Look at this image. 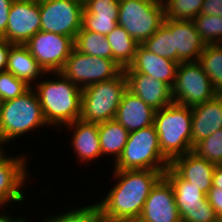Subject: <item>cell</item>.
Wrapping results in <instances>:
<instances>
[{
	"label": "cell",
	"instance_id": "obj_32",
	"mask_svg": "<svg viewBox=\"0 0 222 222\" xmlns=\"http://www.w3.org/2000/svg\"><path fill=\"white\" fill-rule=\"evenodd\" d=\"M192 152L212 164H222V129L197 142L193 146Z\"/></svg>",
	"mask_w": 222,
	"mask_h": 222
},
{
	"label": "cell",
	"instance_id": "obj_13",
	"mask_svg": "<svg viewBox=\"0 0 222 222\" xmlns=\"http://www.w3.org/2000/svg\"><path fill=\"white\" fill-rule=\"evenodd\" d=\"M5 153V149H0V208L2 210L11 203L16 205L19 202L23 203L27 198L22 189L26 186L29 175L28 160L24 155L11 157Z\"/></svg>",
	"mask_w": 222,
	"mask_h": 222
},
{
	"label": "cell",
	"instance_id": "obj_21",
	"mask_svg": "<svg viewBox=\"0 0 222 222\" xmlns=\"http://www.w3.org/2000/svg\"><path fill=\"white\" fill-rule=\"evenodd\" d=\"M154 114L155 109L127 89L118 106L115 120L128 132H132L152 126Z\"/></svg>",
	"mask_w": 222,
	"mask_h": 222
},
{
	"label": "cell",
	"instance_id": "obj_37",
	"mask_svg": "<svg viewBox=\"0 0 222 222\" xmlns=\"http://www.w3.org/2000/svg\"><path fill=\"white\" fill-rule=\"evenodd\" d=\"M200 14L222 17V0H204Z\"/></svg>",
	"mask_w": 222,
	"mask_h": 222
},
{
	"label": "cell",
	"instance_id": "obj_39",
	"mask_svg": "<svg viewBox=\"0 0 222 222\" xmlns=\"http://www.w3.org/2000/svg\"><path fill=\"white\" fill-rule=\"evenodd\" d=\"M13 44L4 38H0V72L6 71L8 53Z\"/></svg>",
	"mask_w": 222,
	"mask_h": 222
},
{
	"label": "cell",
	"instance_id": "obj_12",
	"mask_svg": "<svg viewBox=\"0 0 222 222\" xmlns=\"http://www.w3.org/2000/svg\"><path fill=\"white\" fill-rule=\"evenodd\" d=\"M24 45L46 73L61 72L74 48V39L66 35L38 31Z\"/></svg>",
	"mask_w": 222,
	"mask_h": 222
},
{
	"label": "cell",
	"instance_id": "obj_1",
	"mask_svg": "<svg viewBox=\"0 0 222 222\" xmlns=\"http://www.w3.org/2000/svg\"><path fill=\"white\" fill-rule=\"evenodd\" d=\"M165 171L113 170L115 185L97 201L102 220L108 222L137 221L152 188Z\"/></svg>",
	"mask_w": 222,
	"mask_h": 222
},
{
	"label": "cell",
	"instance_id": "obj_35",
	"mask_svg": "<svg viewBox=\"0 0 222 222\" xmlns=\"http://www.w3.org/2000/svg\"><path fill=\"white\" fill-rule=\"evenodd\" d=\"M118 19L92 18L85 10L82 12L81 29L108 35L116 26Z\"/></svg>",
	"mask_w": 222,
	"mask_h": 222
},
{
	"label": "cell",
	"instance_id": "obj_34",
	"mask_svg": "<svg viewBox=\"0 0 222 222\" xmlns=\"http://www.w3.org/2000/svg\"><path fill=\"white\" fill-rule=\"evenodd\" d=\"M29 88L23 80L16 78L7 70L0 72V102L17 98Z\"/></svg>",
	"mask_w": 222,
	"mask_h": 222
},
{
	"label": "cell",
	"instance_id": "obj_22",
	"mask_svg": "<svg viewBox=\"0 0 222 222\" xmlns=\"http://www.w3.org/2000/svg\"><path fill=\"white\" fill-rule=\"evenodd\" d=\"M66 130L74 129L71 139V149L74 150L79 162L85 164L102 158L99 140V123H88L81 119L67 124Z\"/></svg>",
	"mask_w": 222,
	"mask_h": 222
},
{
	"label": "cell",
	"instance_id": "obj_18",
	"mask_svg": "<svg viewBox=\"0 0 222 222\" xmlns=\"http://www.w3.org/2000/svg\"><path fill=\"white\" fill-rule=\"evenodd\" d=\"M169 166L182 179L188 181L206 195L213 186V172L216 165L197 156L192 151L176 157L170 162Z\"/></svg>",
	"mask_w": 222,
	"mask_h": 222
},
{
	"label": "cell",
	"instance_id": "obj_28",
	"mask_svg": "<svg viewBox=\"0 0 222 222\" xmlns=\"http://www.w3.org/2000/svg\"><path fill=\"white\" fill-rule=\"evenodd\" d=\"M165 19L193 20L200 14L204 0H162Z\"/></svg>",
	"mask_w": 222,
	"mask_h": 222
},
{
	"label": "cell",
	"instance_id": "obj_11",
	"mask_svg": "<svg viewBox=\"0 0 222 222\" xmlns=\"http://www.w3.org/2000/svg\"><path fill=\"white\" fill-rule=\"evenodd\" d=\"M39 10L41 31L75 39L81 29L83 0H41Z\"/></svg>",
	"mask_w": 222,
	"mask_h": 222
},
{
	"label": "cell",
	"instance_id": "obj_43",
	"mask_svg": "<svg viewBox=\"0 0 222 222\" xmlns=\"http://www.w3.org/2000/svg\"><path fill=\"white\" fill-rule=\"evenodd\" d=\"M30 1L40 2L41 0H30Z\"/></svg>",
	"mask_w": 222,
	"mask_h": 222
},
{
	"label": "cell",
	"instance_id": "obj_19",
	"mask_svg": "<svg viewBox=\"0 0 222 222\" xmlns=\"http://www.w3.org/2000/svg\"><path fill=\"white\" fill-rule=\"evenodd\" d=\"M125 75L127 89L153 109L159 110L173 103L172 88L165 82L142 73H125Z\"/></svg>",
	"mask_w": 222,
	"mask_h": 222
},
{
	"label": "cell",
	"instance_id": "obj_17",
	"mask_svg": "<svg viewBox=\"0 0 222 222\" xmlns=\"http://www.w3.org/2000/svg\"><path fill=\"white\" fill-rule=\"evenodd\" d=\"M178 63L160 57L147 50L142 44L136 47L132 63L124 69V73H142L168 84L174 85Z\"/></svg>",
	"mask_w": 222,
	"mask_h": 222
},
{
	"label": "cell",
	"instance_id": "obj_2",
	"mask_svg": "<svg viewBox=\"0 0 222 222\" xmlns=\"http://www.w3.org/2000/svg\"><path fill=\"white\" fill-rule=\"evenodd\" d=\"M56 78L39 80L35 89L48 126L61 127L80 119L82 89L72 83L62 72H48ZM59 126V127H58Z\"/></svg>",
	"mask_w": 222,
	"mask_h": 222
},
{
	"label": "cell",
	"instance_id": "obj_29",
	"mask_svg": "<svg viewBox=\"0 0 222 222\" xmlns=\"http://www.w3.org/2000/svg\"><path fill=\"white\" fill-rule=\"evenodd\" d=\"M192 21L206 45L222 44V17L199 14Z\"/></svg>",
	"mask_w": 222,
	"mask_h": 222
},
{
	"label": "cell",
	"instance_id": "obj_33",
	"mask_svg": "<svg viewBox=\"0 0 222 222\" xmlns=\"http://www.w3.org/2000/svg\"><path fill=\"white\" fill-rule=\"evenodd\" d=\"M84 10L92 18L118 19L120 0H83Z\"/></svg>",
	"mask_w": 222,
	"mask_h": 222
},
{
	"label": "cell",
	"instance_id": "obj_14",
	"mask_svg": "<svg viewBox=\"0 0 222 222\" xmlns=\"http://www.w3.org/2000/svg\"><path fill=\"white\" fill-rule=\"evenodd\" d=\"M38 31H41L39 2L14 0L3 38L12 44H25Z\"/></svg>",
	"mask_w": 222,
	"mask_h": 222
},
{
	"label": "cell",
	"instance_id": "obj_20",
	"mask_svg": "<svg viewBox=\"0 0 222 222\" xmlns=\"http://www.w3.org/2000/svg\"><path fill=\"white\" fill-rule=\"evenodd\" d=\"M192 147L222 129V94L200 105L191 107Z\"/></svg>",
	"mask_w": 222,
	"mask_h": 222
},
{
	"label": "cell",
	"instance_id": "obj_25",
	"mask_svg": "<svg viewBox=\"0 0 222 222\" xmlns=\"http://www.w3.org/2000/svg\"><path fill=\"white\" fill-rule=\"evenodd\" d=\"M112 50V59L124 70L133 61L139 45L120 25L105 36Z\"/></svg>",
	"mask_w": 222,
	"mask_h": 222
},
{
	"label": "cell",
	"instance_id": "obj_5",
	"mask_svg": "<svg viewBox=\"0 0 222 222\" xmlns=\"http://www.w3.org/2000/svg\"><path fill=\"white\" fill-rule=\"evenodd\" d=\"M170 161L159 147L155 126L129 132L128 140L113 170L166 171Z\"/></svg>",
	"mask_w": 222,
	"mask_h": 222
},
{
	"label": "cell",
	"instance_id": "obj_6",
	"mask_svg": "<svg viewBox=\"0 0 222 222\" xmlns=\"http://www.w3.org/2000/svg\"><path fill=\"white\" fill-rule=\"evenodd\" d=\"M127 90L124 70L116 77L82 89L80 119L88 123H102L115 119L118 106Z\"/></svg>",
	"mask_w": 222,
	"mask_h": 222
},
{
	"label": "cell",
	"instance_id": "obj_4",
	"mask_svg": "<svg viewBox=\"0 0 222 222\" xmlns=\"http://www.w3.org/2000/svg\"><path fill=\"white\" fill-rule=\"evenodd\" d=\"M48 124L33 87L17 98L0 102V148L29 131L33 132Z\"/></svg>",
	"mask_w": 222,
	"mask_h": 222
},
{
	"label": "cell",
	"instance_id": "obj_10",
	"mask_svg": "<svg viewBox=\"0 0 222 222\" xmlns=\"http://www.w3.org/2000/svg\"><path fill=\"white\" fill-rule=\"evenodd\" d=\"M123 69L113 60L87 55L73 48L62 73L80 89L118 76Z\"/></svg>",
	"mask_w": 222,
	"mask_h": 222
},
{
	"label": "cell",
	"instance_id": "obj_16",
	"mask_svg": "<svg viewBox=\"0 0 222 222\" xmlns=\"http://www.w3.org/2000/svg\"><path fill=\"white\" fill-rule=\"evenodd\" d=\"M163 24L173 34L174 61L178 64L198 61L206 44L197 33L194 22L165 19Z\"/></svg>",
	"mask_w": 222,
	"mask_h": 222
},
{
	"label": "cell",
	"instance_id": "obj_27",
	"mask_svg": "<svg viewBox=\"0 0 222 222\" xmlns=\"http://www.w3.org/2000/svg\"><path fill=\"white\" fill-rule=\"evenodd\" d=\"M198 62L215 90L222 94V44L205 45Z\"/></svg>",
	"mask_w": 222,
	"mask_h": 222
},
{
	"label": "cell",
	"instance_id": "obj_42",
	"mask_svg": "<svg viewBox=\"0 0 222 222\" xmlns=\"http://www.w3.org/2000/svg\"><path fill=\"white\" fill-rule=\"evenodd\" d=\"M218 222H222V213L218 215Z\"/></svg>",
	"mask_w": 222,
	"mask_h": 222
},
{
	"label": "cell",
	"instance_id": "obj_30",
	"mask_svg": "<svg viewBox=\"0 0 222 222\" xmlns=\"http://www.w3.org/2000/svg\"><path fill=\"white\" fill-rule=\"evenodd\" d=\"M142 45L152 53L174 61L173 34L164 24Z\"/></svg>",
	"mask_w": 222,
	"mask_h": 222
},
{
	"label": "cell",
	"instance_id": "obj_15",
	"mask_svg": "<svg viewBox=\"0 0 222 222\" xmlns=\"http://www.w3.org/2000/svg\"><path fill=\"white\" fill-rule=\"evenodd\" d=\"M137 222H182L173 187L164 176L149 193Z\"/></svg>",
	"mask_w": 222,
	"mask_h": 222
},
{
	"label": "cell",
	"instance_id": "obj_3",
	"mask_svg": "<svg viewBox=\"0 0 222 222\" xmlns=\"http://www.w3.org/2000/svg\"><path fill=\"white\" fill-rule=\"evenodd\" d=\"M162 154L171 162L192 151L191 107L171 103L155 110L154 122Z\"/></svg>",
	"mask_w": 222,
	"mask_h": 222
},
{
	"label": "cell",
	"instance_id": "obj_7",
	"mask_svg": "<svg viewBox=\"0 0 222 222\" xmlns=\"http://www.w3.org/2000/svg\"><path fill=\"white\" fill-rule=\"evenodd\" d=\"M165 8L162 0H120L117 25L142 44L164 23Z\"/></svg>",
	"mask_w": 222,
	"mask_h": 222
},
{
	"label": "cell",
	"instance_id": "obj_31",
	"mask_svg": "<svg viewBox=\"0 0 222 222\" xmlns=\"http://www.w3.org/2000/svg\"><path fill=\"white\" fill-rule=\"evenodd\" d=\"M54 216H47L43 218L42 222H101L102 218L100 215V210L98 204H90L84 206L83 208H72L66 210L65 213L53 214Z\"/></svg>",
	"mask_w": 222,
	"mask_h": 222
},
{
	"label": "cell",
	"instance_id": "obj_9",
	"mask_svg": "<svg viewBox=\"0 0 222 222\" xmlns=\"http://www.w3.org/2000/svg\"><path fill=\"white\" fill-rule=\"evenodd\" d=\"M164 177L173 187L175 203L182 222H218V214L206 194L182 179L170 166Z\"/></svg>",
	"mask_w": 222,
	"mask_h": 222
},
{
	"label": "cell",
	"instance_id": "obj_40",
	"mask_svg": "<svg viewBox=\"0 0 222 222\" xmlns=\"http://www.w3.org/2000/svg\"><path fill=\"white\" fill-rule=\"evenodd\" d=\"M222 189V164L216 165L213 172V186Z\"/></svg>",
	"mask_w": 222,
	"mask_h": 222
},
{
	"label": "cell",
	"instance_id": "obj_8",
	"mask_svg": "<svg viewBox=\"0 0 222 222\" xmlns=\"http://www.w3.org/2000/svg\"><path fill=\"white\" fill-rule=\"evenodd\" d=\"M217 94L219 93L198 61L178 64L172 87L173 102L194 107L213 99Z\"/></svg>",
	"mask_w": 222,
	"mask_h": 222
},
{
	"label": "cell",
	"instance_id": "obj_24",
	"mask_svg": "<svg viewBox=\"0 0 222 222\" xmlns=\"http://www.w3.org/2000/svg\"><path fill=\"white\" fill-rule=\"evenodd\" d=\"M129 132L115 119L99 123V140L102 157L114 156L116 162L128 140Z\"/></svg>",
	"mask_w": 222,
	"mask_h": 222
},
{
	"label": "cell",
	"instance_id": "obj_38",
	"mask_svg": "<svg viewBox=\"0 0 222 222\" xmlns=\"http://www.w3.org/2000/svg\"><path fill=\"white\" fill-rule=\"evenodd\" d=\"M208 202L219 215L222 213V189L212 187L206 195Z\"/></svg>",
	"mask_w": 222,
	"mask_h": 222
},
{
	"label": "cell",
	"instance_id": "obj_36",
	"mask_svg": "<svg viewBox=\"0 0 222 222\" xmlns=\"http://www.w3.org/2000/svg\"><path fill=\"white\" fill-rule=\"evenodd\" d=\"M14 0H0V38L4 37L9 19L11 4Z\"/></svg>",
	"mask_w": 222,
	"mask_h": 222
},
{
	"label": "cell",
	"instance_id": "obj_26",
	"mask_svg": "<svg viewBox=\"0 0 222 222\" xmlns=\"http://www.w3.org/2000/svg\"><path fill=\"white\" fill-rule=\"evenodd\" d=\"M74 48L87 55L112 59L111 46L102 34L80 30L75 36Z\"/></svg>",
	"mask_w": 222,
	"mask_h": 222
},
{
	"label": "cell",
	"instance_id": "obj_23",
	"mask_svg": "<svg viewBox=\"0 0 222 222\" xmlns=\"http://www.w3.org/2000/svg\"><path fill=\"white\" fill-rule=\"evenodd\" d=\"M6 70L16 78L23 80L30 87L36 85L41 76H47V73L24 44H13L11 46Z\"/></svg>",
	"mask_w": 222,
	"mask_h": 222
},
{
	"label": "cell",
	"instance_id": "obj_41",
	"mask_svg": "<svg viewBox=\"0 0 222 222\" xmlns=\"http://www.w3.org/2000/svg\"><path fill=\"white\" fill-rule=\"evenodd\" d=\"M5 213V214H4ZM0 222H27L26 218L22 217H13L11 215H7L6 212L0 214Z\"/></svg>",
	"mask_w": 222,
	"mask_h": 222
}]
</instances>
